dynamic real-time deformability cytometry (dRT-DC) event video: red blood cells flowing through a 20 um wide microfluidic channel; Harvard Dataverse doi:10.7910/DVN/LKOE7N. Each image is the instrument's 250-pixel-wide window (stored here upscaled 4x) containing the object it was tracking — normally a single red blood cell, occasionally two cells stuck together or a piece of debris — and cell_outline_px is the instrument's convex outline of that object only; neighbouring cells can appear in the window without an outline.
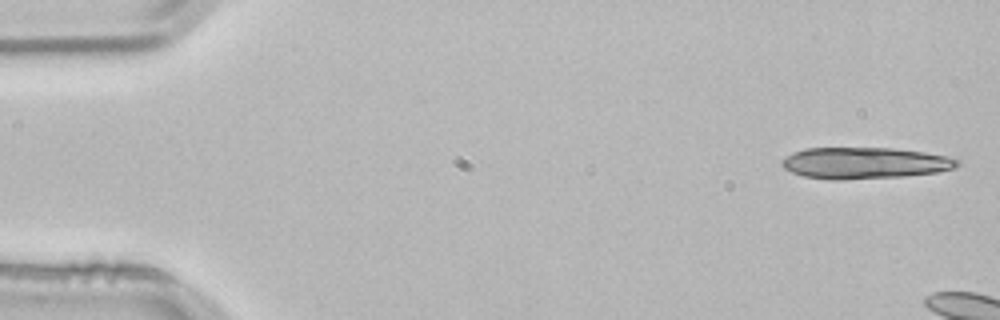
{"species": "common noctule bat (a hibernating species)", "species_latin": "Nyctalus noctula", "temperature_condition": "room temperature", "stored_images_in_passage": 5, "segment_of_instrument_passage": [1, 2], "camera_frame_rate_fps": 3000, "um_per_image_px": 0.085, "animal": {"sex": "male", "body_mass_g": 21.5, "forearm_length_mm": 52.0}, "frame": {"image": 1, "passage_image": 1, "time_ms": 0.0, "image_size_px": [1000, 320], "cell_outline_px": [[960, 164], [956, 168], [936, 172], [904, 176], [844, 180], [832, 180], [804, 176], [792, 172], [784, 168], [780, 164], [780, 160], [792, 152], [804, 148], [892, 148], [924, 152], [948, 156], [960, 160]], "centroid_in_image_um": [73.48, 13.86], "position_along_channel_um": 11.5, "area_um2": 32.37}}